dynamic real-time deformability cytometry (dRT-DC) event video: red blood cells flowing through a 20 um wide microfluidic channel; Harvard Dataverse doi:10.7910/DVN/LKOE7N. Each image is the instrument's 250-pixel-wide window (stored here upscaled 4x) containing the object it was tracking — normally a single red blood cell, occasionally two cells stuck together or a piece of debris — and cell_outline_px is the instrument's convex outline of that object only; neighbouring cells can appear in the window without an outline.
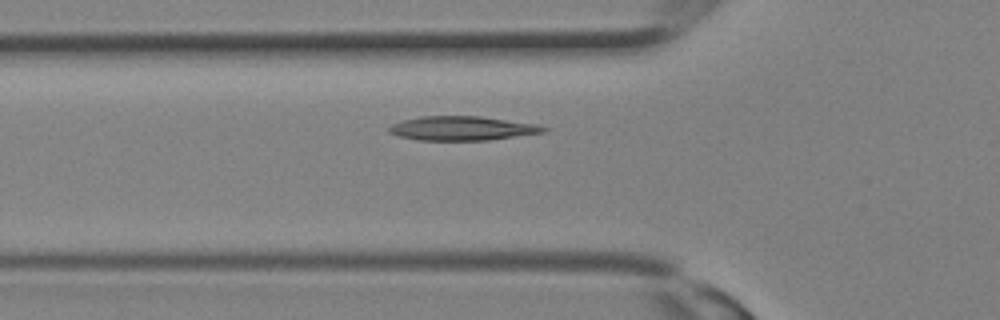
{"species": "Egyptian fruit bat (a non-hibernating species)", "species_latin": "Rousettus aegyptiacus", "temperature_condition": "room temperature", "stored_images_in_passage": 23, "camera_frame_rate_fps": 3000, "um_per_image_px": 0.085, "animal": {"sex": "female"}, "frame": {"image": 1, "passage_image": 5, "time_ms": 1.333, "image_size_px": [1000, 320], "cell_outline_px": [[548, 132], [488, 140], [420, 140], [400, 136], [388, 132], [388, 128], [392, 124], [404, 120], [420, 116], [480, 116], [540, 124], [548, 128]], "centroid_in_image_um": [39.36, 10.9], "position_along_channel_um": 86.4, "area_um2": 21.85}}
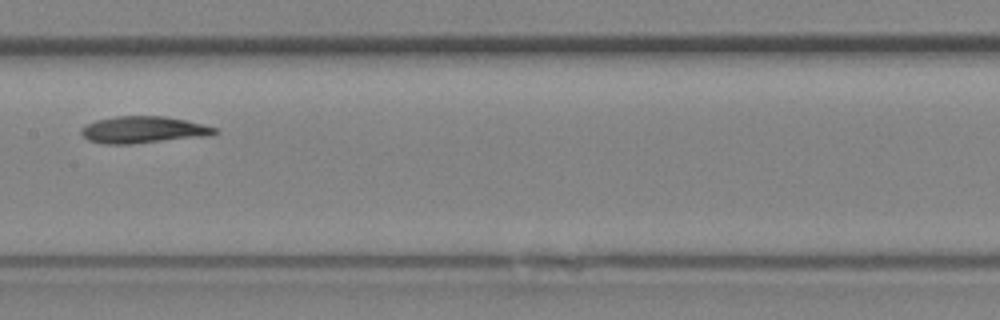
{"frame": {"image": 2, "passage_image": 10, "time_ms": 3.0, "image_size_px": [1000, 320], "cell_outline_px": [[220, 132], [212, 136], [128, 144], [104, 144], [88, 140], [80, 132], [80, 128], [84, 124], [96, 120], [116, 116], [164, 116], [184, 120], [216, 128]], "centroid_in_image_um": [12.16, 11.03], "position_along_channel_um": 195.2, "area_um2": 20.98}}
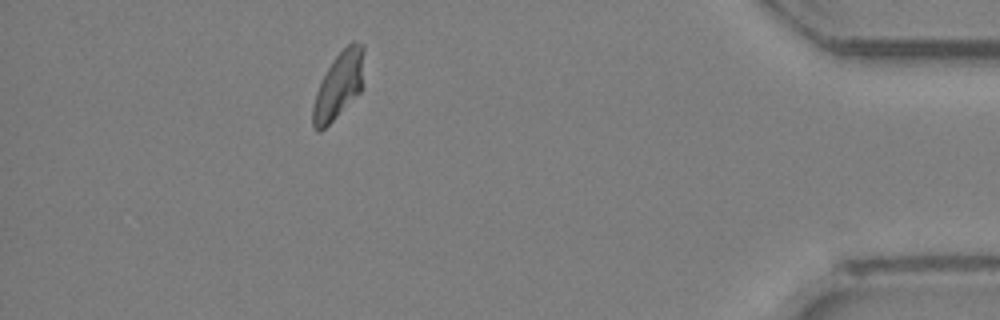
{"frame": {"image": 3, "passage_image": 22, "time_ms": 7.0, "image_size_px": [1000, 320], "cell_outline_px": [[364, 88], [320, 132], [316, 132], [312, 124], [312, 108], [316, 92], [332, 60], [352, 40], [364, 44]], "centroid_in_image_um": [28.83, 7.22], "position_along_channel_um": 406.4, "area_um2": 19.94}}